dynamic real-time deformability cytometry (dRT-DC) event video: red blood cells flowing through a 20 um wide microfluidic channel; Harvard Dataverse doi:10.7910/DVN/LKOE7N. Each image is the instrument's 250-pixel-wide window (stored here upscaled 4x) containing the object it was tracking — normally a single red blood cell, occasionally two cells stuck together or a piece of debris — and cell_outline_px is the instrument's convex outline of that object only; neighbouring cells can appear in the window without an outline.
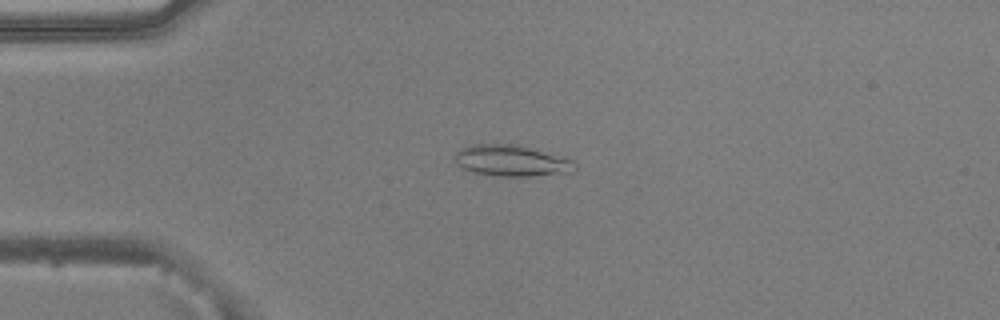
{"species": "common noctule bat (a hibernating species)", "species_latin": "Nyctalus noctula", "temperature_condition": "warm", "stored_images_in_passage": 43, "camera_frame_rate_fps": 3000, "um_per_image_px": 0.085, "animal": {"sex": "male", "body_mass_g": 20.5, "forearm_length_mm": 52.5}, "frame": {"image": 1, "passage_image": 9, "time_ms": 2.667, "image_size_px": [1000, 320], "cell_outline_px": [[576, 168], [572, 172], [532, 176], [500, 176], [476, 172], [464, 168], [456, 164], [456, 152], [472, 144], [516, 144], [564, 156], [572, 160], [576, 164]], "centroid_in_image_um": [43.54, 13.65], "position_along_channel_um": 41.5, "area_um2": 21.68}}
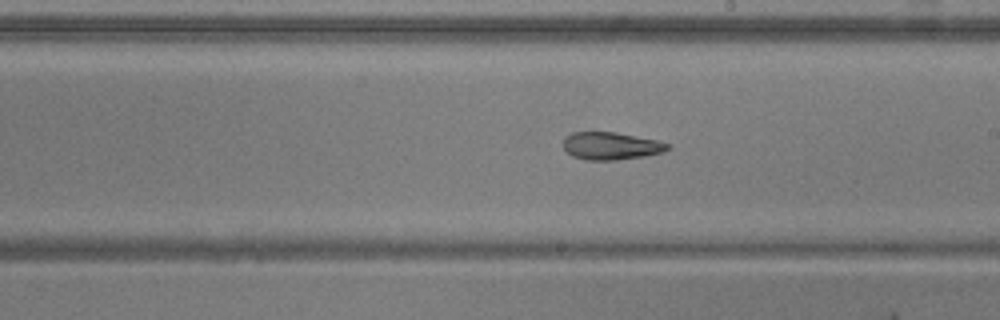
{"frame": {"image": 2, "passage_image": 26, "time_ms": 8.333, "image_size_px": [1000, 320], "cell_outline_px": [[668, 148], [664, 152], [644, 156], [616, 160], [584, 160], [572, 156], [564, 148], [564, 136], [572, 132], [616, 132], [656, 140], [668, 144]], "centroid_in_image_um": [51.89, 12.4], "position_along_channel_um": 237.1, "area_um2": 16.7}}
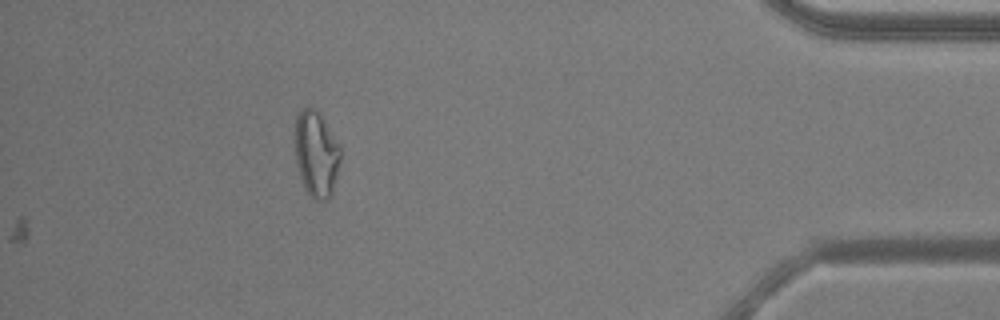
{"frame": {"image": 3, "passage_image": 43, "time_ms": 14.0, "image_size_px": [1000, 320], "cell_outline_px": [[340, 160], [332, 192], [328, 200], [312, 200], [308, 196], [304, 188], [300, 176], [296, 160], [296, 116], [304, 108], [316, 108], [320, 112], [340, 148]], "centroid_in_image_um": [26.88, 13.12], "position_along_channel_um": 408.3, "area_um2": 22.54}, "authors_computed_cell_mechanics": {"area_um2": 17.7446, "velocity_mm_per_s": 3.9051, "shape_relaxation_time_tau1_ms": null, "shape_relaxation_time_tau2_ms": 5.846, "deformation_change_tau1": null, "deformation_change_tau2": 0.1356}}